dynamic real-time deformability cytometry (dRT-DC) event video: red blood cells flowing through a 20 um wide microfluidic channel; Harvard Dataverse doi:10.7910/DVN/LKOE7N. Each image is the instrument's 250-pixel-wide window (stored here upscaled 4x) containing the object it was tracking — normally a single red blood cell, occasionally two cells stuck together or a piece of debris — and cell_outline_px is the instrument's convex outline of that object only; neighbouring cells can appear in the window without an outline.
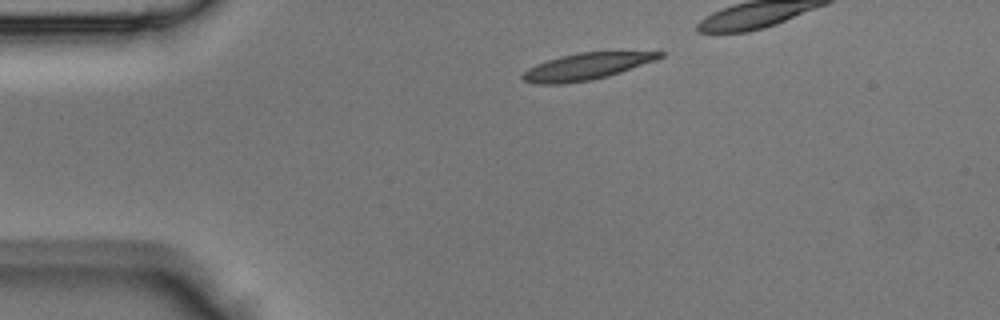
{"species": "Egyptian fruit bat (a non-hibernating species)", "species_latin": "Rousettus aegyptiacus", "temperature_condition": "room temperature", "stored_images_in_passage": 28, "camera_frame_rate_fps": 3000, "um_per_image_px": 0.085, "animal": {"sex": "male"}, "frame": {"image": 1, "passage_image": 1, "time_ms": 0.0, "image_size_px": [1000, 320], "cell_outline_px": [[664, 56], [656, 60], [608, 76], [592, 80], [564, 84], [536, 84], [524, 80], [520, 76], [528, 68], [536, 64], [560, 56], [580, 52], [664, 52]], "centroid_in_image_um": [49.81, 5.66], "position_along_channel_um": 35.2, "area_um2": 21.15}}
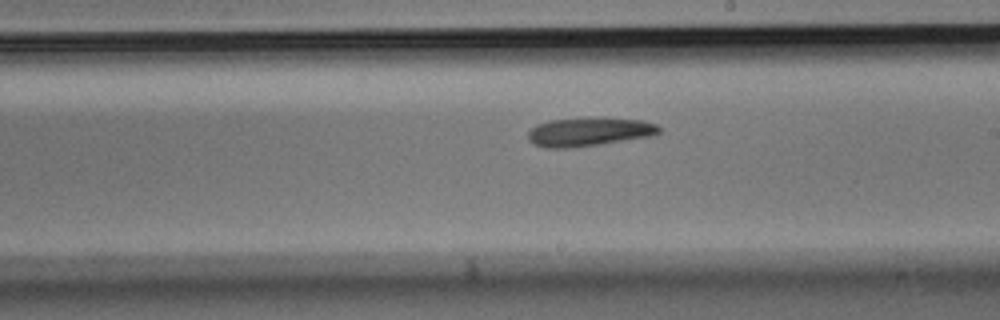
{"frame": {"image": 2, "passage_image": 17, "time_ms": 5.333, "image_size_px": [1000, 320], "cell_outline_px": [[660, 132], [656, 136], [600, 144], [568, 148], [544, 148], [528, 140], [528, 132], [536, 124], [548, 120], [588, 116], [592, 116], [640, 120], [656, 124], [660, 128]], "centroid_in_image_um": [50.08, 11.18], "position_along_channel_um": 238.9, "area_um2": 22.48}}
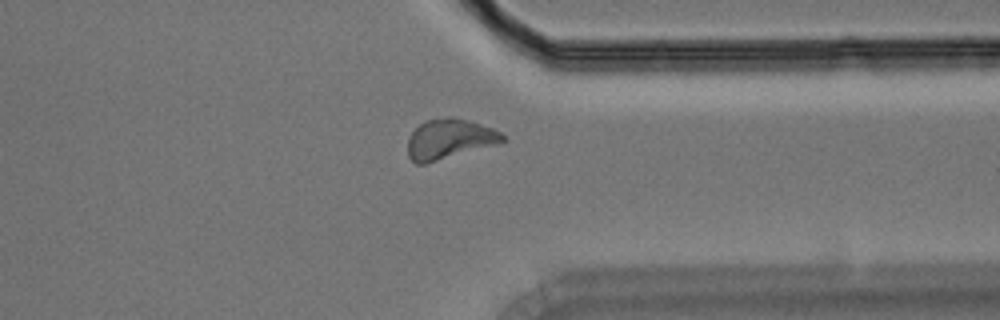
{"frame": {"image": 3, "passage_image": 26, "time_ms": 8.333, "image_size_px": [1000, 320], "cell_outline_px": [[508, 140], [500, 144], [424, 164], [416, 164], [408, 156], [408, 136], [424, 120], [448, 116], [452, 116], [468, 120], [492, 128], [500, 132]], "centroid_in_image_um": [38.21, 11.81], "position_along_channel_um": 373.2, "area_um2": 22.37}}